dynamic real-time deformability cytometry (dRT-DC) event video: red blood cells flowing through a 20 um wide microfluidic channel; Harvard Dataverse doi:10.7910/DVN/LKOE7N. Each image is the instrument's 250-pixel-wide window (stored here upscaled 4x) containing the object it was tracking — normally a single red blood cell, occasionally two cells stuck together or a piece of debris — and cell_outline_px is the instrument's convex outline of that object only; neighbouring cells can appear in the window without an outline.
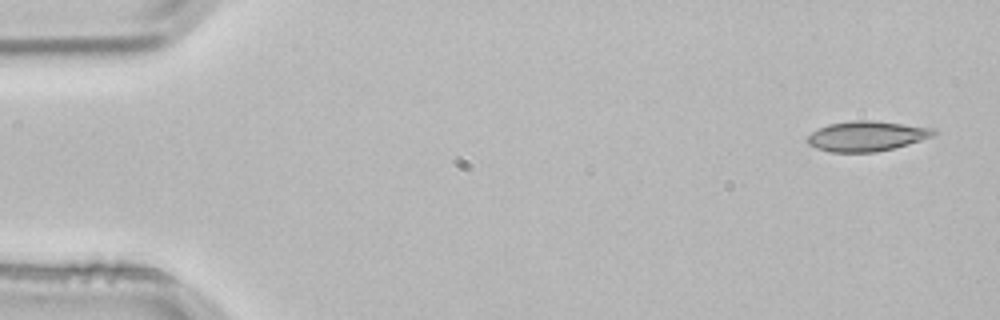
{"species": "common noctule bat (a hibernating species)", "species_latin": "Nyctalus noctula", "temperature_condition": "room temperature", "stored_images_in_passage": 4, "camera_frame_rate_fps": 3000, "um_per_image_px": 0.085, "animal": {"sex": "male", "body_mass_g": 21.5, "forearm_length_mm": 52.0}, "frame": {"image": 1, "passage_image": 1, "time_ms": 0.0, "image_size_px": [1000, 320], "cell_outline_px": [[940, 132], [932, 136], [908, 144], [876, 152], [832, 152], [816, 148], [808, 144], [804, 140], [812, 132], [828, 124], [852, 120], [872, 120], [936, 128]], "centroid_in_image_um": [73.67, 11.56], "position_along_channel_um": 11.3, "area_um2": 22.2}}